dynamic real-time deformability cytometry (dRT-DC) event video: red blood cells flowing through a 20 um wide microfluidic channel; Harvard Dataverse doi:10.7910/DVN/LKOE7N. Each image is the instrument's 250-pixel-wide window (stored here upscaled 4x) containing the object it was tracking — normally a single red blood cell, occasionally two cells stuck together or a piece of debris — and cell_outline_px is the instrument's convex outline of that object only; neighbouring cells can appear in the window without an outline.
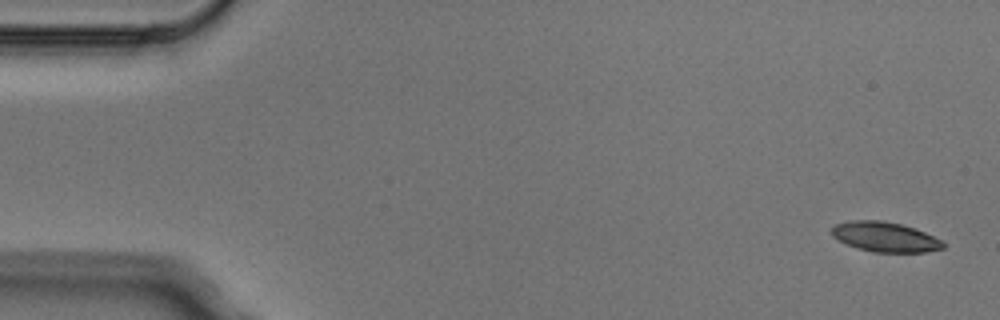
{"species": "Egyptian fruit bat (a non-hibernating species)", "species_latin": "Rousettus aegyptiacus", "temperature_condition": "cold", "stored_images_in_passage": 5, "camera_frame_rate_fps": 3000, "um_per_image_px": 0.085, "animal": {"sex": "male"}, "frame": {"image": 1, "passage_image": 1, "time_ms": 0.0, "image_size_px": [1000, 320], "cell_outline_px": [[944, 248], [924, 252], [876, 252], [856, 248], [832, 236], [832, 228], [836, 224], [848, 220], [880, 220], [900, 224], [916, 228], [944, 240]], "centroid_in_image_um": [75.26, 20.13], "position_along_channel_um": 9.7, "area_um2": 19.42}}
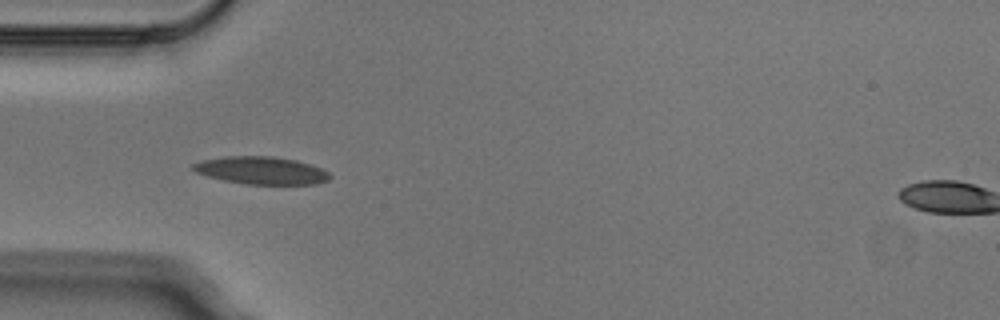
{"frame": {"image": 2, "passage_image": 4, "time_ms": 1.0, "image_size_px": [1000, 320], "cell_outline_px": [[332, 176], [328, 180], [316, 184], [248, 184], [224, 180], [208, 176], [196, 172], [192, 168], [192, 164], [204, 160], [224, 156], [272, 156], [296, 160], [320, 168], [328, 172]], "centroid_in_image_um": [22.22, 14.48], "position_along_channel_um": 62.8, "area_um2": 21.79}}
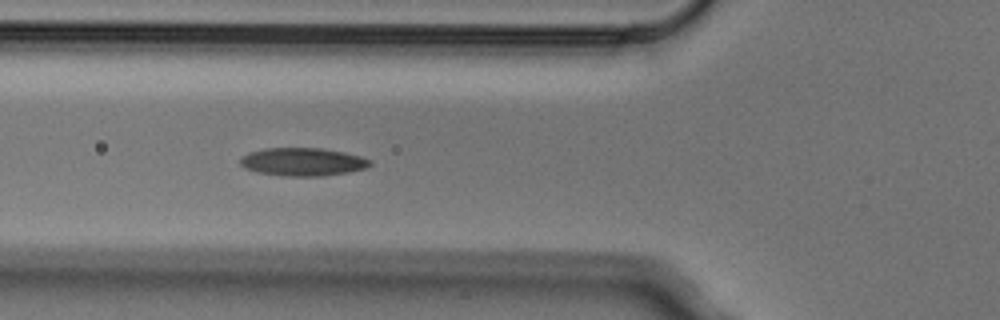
{"frame": {"image": 3, "passage_image": 5, "time_ms": 1.333, "image_size_px": [1000, 320], "cell_outline_px": [[372, 164], [364, 168], [348, 172], [320, 176], [284, 176], [256, 172], [244, 168], [240, 164], [240, 156], [248, 152], [264, 148], [320, 148], [344, 152], [360, 156], [372, 160]], "centroid_in_image_um": [25.69, 13.75], "position_along_channel_um": 100.1, "area_um2": 21.33}}